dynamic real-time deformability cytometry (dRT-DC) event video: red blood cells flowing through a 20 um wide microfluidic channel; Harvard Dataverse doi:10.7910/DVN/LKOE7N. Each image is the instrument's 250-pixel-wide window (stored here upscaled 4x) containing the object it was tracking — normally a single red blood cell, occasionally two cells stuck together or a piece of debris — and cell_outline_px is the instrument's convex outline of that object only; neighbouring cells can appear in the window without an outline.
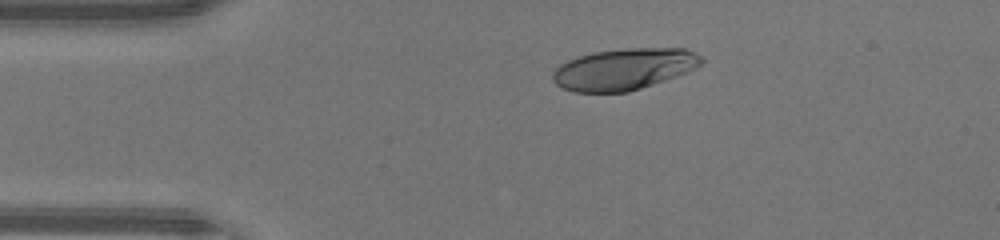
{"species": "human", "species_latin": "Homo sapiens", "temperature_condition": "warm", "stored_images_in_passage": 39, "camera_frame_rate_fps": 3000, "um_per_image_px": 0.085, "donor": {"sex": "male"}, "frame": {"image": 1, "passage_image": 1, "time_ms": 0.0, "image_size_px": [1000, 240], "cell_outline_px": [[704, 64], [696, 68], [676, 76], [628, 92], [572, 92], [556, 84], [552, 80], [552, 72], [560, 64], [568, 60], [592, 52], [624, 48], [684, 48], [696, 52], [704, 60]], "centroid_in_image_um": [53.04, 5.86], "position_along_channel_um": 32.0, "area_um2": 35.95}}
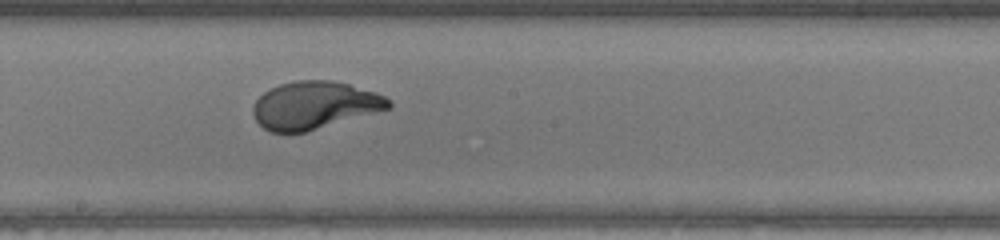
{"frame": {"image": 2, "passage_image": 17, "time_ms": 5.333, "image_size_px": [1000, 240], "cell_outline_px": [[392, 108], [304, 132], [272, 132], [264, 128], [256, 120], [252, 112], [252, 108], [256, 100], [264, 92], [280, 84], [296, 80], [332, 80], [348, 84], [376, 92], [384, 96], [392, 104]], "centroid_in_image_um": [26.73, 8.94], "position_along_channel_um": 221.5, "area_um2": 37.34}}
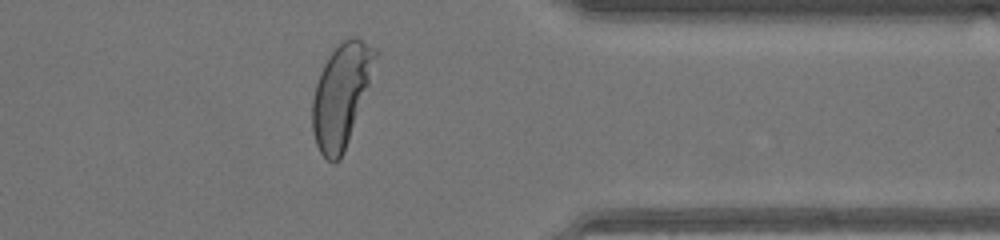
{"frame": {"image": 3, "passage_image": 29, "time_ms": 9.333, "image_size_px": [1000, 240], "cell_outline_px": [[380, 52], [344, 152], [340, 160], [332, 164], [320, 152], [316, 144], [312, 132], [312, 100], [316, 84], [320, 72], [324, 64], [332, 52], [344, 40], [352, 36], [356, 36], [376, 48]], "centroid_in_image_um": [29.0, 8.08], "position_along_channel_um": 382.4, "area_um2": 37.4}, "authors_computed_cell_mechanics": {"area_um2": 38.0324, "velocity_mm_per_s": 4.3791, "shape_relaxation_time_tau1_ms": 2.8906, "shape_relaxation_time_tau2_ms": null, "deformation_change_tau1": 0.2284, "deformation_change_tau2": null}}